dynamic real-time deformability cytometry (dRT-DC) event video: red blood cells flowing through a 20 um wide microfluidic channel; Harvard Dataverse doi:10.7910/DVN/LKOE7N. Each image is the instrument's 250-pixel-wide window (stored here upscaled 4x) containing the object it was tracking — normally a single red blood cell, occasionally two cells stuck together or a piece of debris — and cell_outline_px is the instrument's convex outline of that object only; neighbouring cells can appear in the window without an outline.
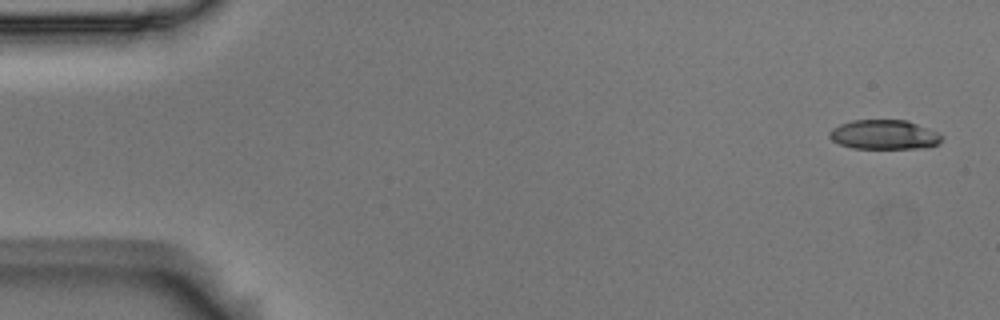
{"species": "Egyptian fruit bat (a non-hibernating species)", "species_latin": "Rousettus aegyptiacus", "temperature_condition": "room temperature", "stored_images_in_passage": 4, "camera_frame_rate_fps": 3000, "um_per_image_px": 0.085, "animal": {"sex": "male"}, "frame": {"image": 1, "passage_image": 1, "time_ms": 0.0, "image_size_px": [1000, 320], "cell_outline_px": [[944, 136], [936, 144], [916, 148], [852, 148], [840, 144], [832, 140], [828, 136], [828, 132], [832, 128], [840, 124], [852, 120], [904, 120], [940, 132]], "centroid_in_image_um": [75.11, 11.44], "position_along_channel_um": 9.9, "area_um2": 19.13}}